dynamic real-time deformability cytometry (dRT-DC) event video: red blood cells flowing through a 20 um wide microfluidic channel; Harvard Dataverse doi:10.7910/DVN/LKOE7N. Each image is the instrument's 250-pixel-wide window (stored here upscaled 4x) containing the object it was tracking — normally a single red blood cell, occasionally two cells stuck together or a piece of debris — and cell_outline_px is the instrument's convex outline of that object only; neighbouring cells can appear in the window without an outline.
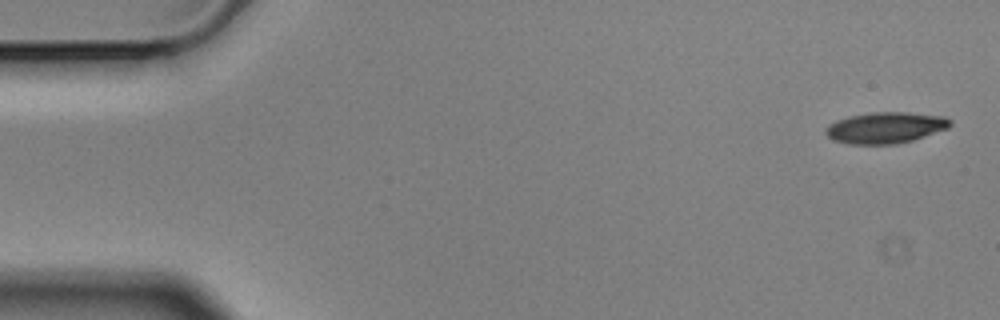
{"species": "Egyptian fruit bat (a non-hibernating species)", "species_latin": "Rousettus aegyptiacus", "temperature_condition": "cold", "stored_images_in_passage": 4, "camera_frame_rate_fps": 3000, "um_per_image_px": 0.085, "animal": {"sex": "male"}, "frame": {"image": 1, "passage_image": 1, "time_ms": 0.0, "image_size_px": [1000, 320], "cell_outline_px": [[952, 124], [948, 128], [912, 140], [896, 144], [848, 144], [832, 140], [824, 132], [824, 128], [828, 124], [836, 120], [848, 116], [872, 112], [908, 112], [944, 116], [952, 120]], "centroid_in_image_um": [75.23, 10.85], "position_along_channel_um": 9.8, "area_um2": 22.83}}
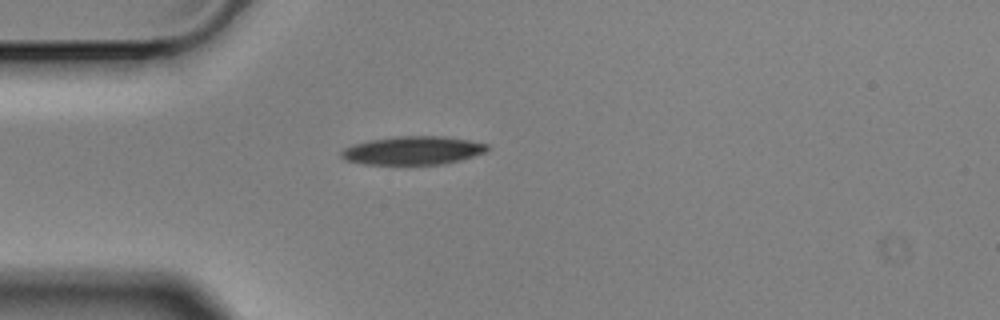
{"frame": {"image": 2, "passage_image": 4, "time_ms": 1.0, "image_size_px": [1000, 320], "cell_outline_px": [[488, 152], [460, 160], [444, 164], [364, 164], [344, 160], [340, 156], [340, 152], [344, 148], [368, 140], [396, 136], [444, 136], [468, 140], [488, 144]], "centroid_in_image_um": [35.1, 12.79], "position_along_channel_um": 49.9, "area_um2": 24.22}}